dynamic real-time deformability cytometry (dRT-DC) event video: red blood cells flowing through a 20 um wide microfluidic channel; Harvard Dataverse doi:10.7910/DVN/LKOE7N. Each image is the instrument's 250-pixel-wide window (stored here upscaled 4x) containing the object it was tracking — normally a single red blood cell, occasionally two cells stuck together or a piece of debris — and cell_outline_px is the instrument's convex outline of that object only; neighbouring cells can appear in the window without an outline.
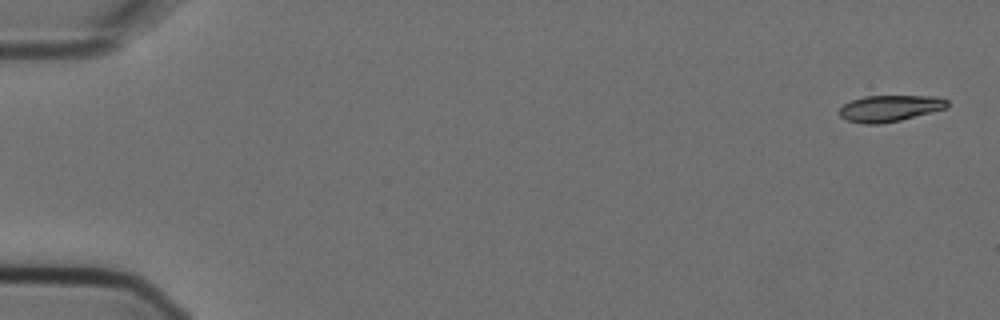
{"species": "Egyptian fruit bat (a non-hibernating species)", "species_latin": "Rousettus aegyptiacus", "temperature_condition": "cold", "stored_images_in_passage": 9, "camera_frame_rate_fps": 3000, "um_per_image_px": 0.085, "animal": {"sex": "female"}, "frame": {"image": 1, "passage_image": 1, "time_ms": 0.0, "image_size_px": [1000, 320], "cell_outline_px": [[948, 108], [900, 120], [880, 124], [864, 124], [848, 120], [840, 116], [840, 108], [844, 104], [852, 100], [864, 96], [936, 96], [948, 100]], "centroid_in_image_um": [75.66, 9.2], "position_along_channel_um": 9.3, "area_um2": 16.53}}
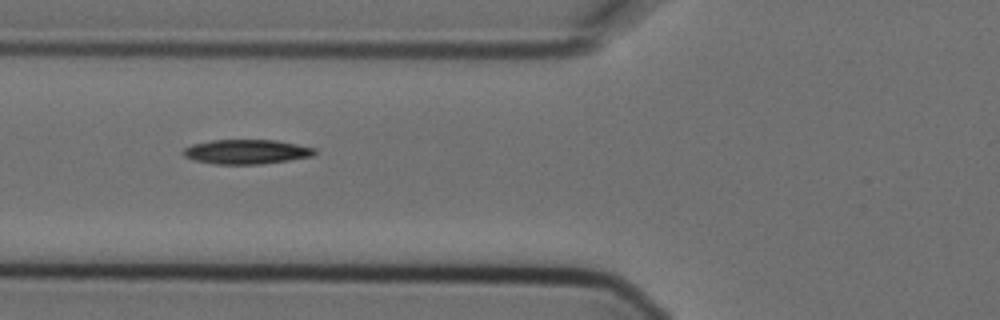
{"frame": {"image": 2, "passage_image": 6, "time_ms": 1.667, "image_size_px": [1000, 320], "cell_outline_px": [[316, 152], [312, 156], [288, 160], [260, 164], [216, 164], [196, 160], [184, 156], [184, 148], [192, 144], [212, 140], [276, 140], [316, 148]], "centroid_in_image_um": [20.96, 12.89], "position_along_channel_um": 104.8, "area_um2": 18.55}}
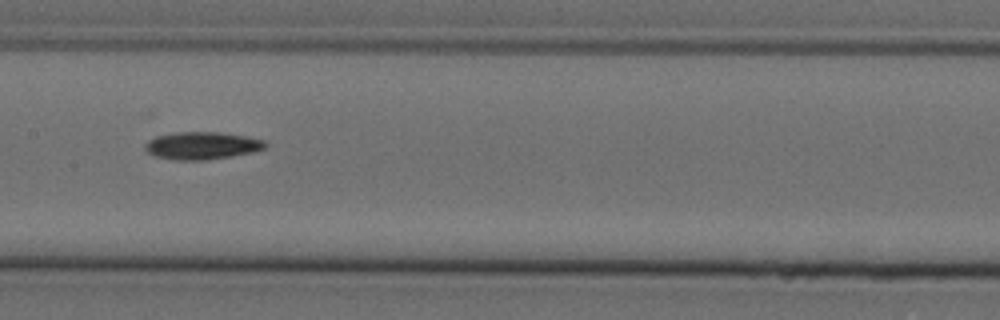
{"frame": {"image": 3, "passage_image": 8, "time_ms": 2.333, "image_size_px": [1000, 320], "cell_outline_px": [[268, 144], [264, 148], [252, 152], [204, 160], [176, 160], [156, 156], [148, 152], [144, 148], [144, 144], [148, 140], [156, 136], [176, 132], [220, 132], [248, 136], [264, 140]], "centroid_in_image_um": [17.16, 12.36], "position_along_channel_um": 190.2, "area_um2": 19.19}}